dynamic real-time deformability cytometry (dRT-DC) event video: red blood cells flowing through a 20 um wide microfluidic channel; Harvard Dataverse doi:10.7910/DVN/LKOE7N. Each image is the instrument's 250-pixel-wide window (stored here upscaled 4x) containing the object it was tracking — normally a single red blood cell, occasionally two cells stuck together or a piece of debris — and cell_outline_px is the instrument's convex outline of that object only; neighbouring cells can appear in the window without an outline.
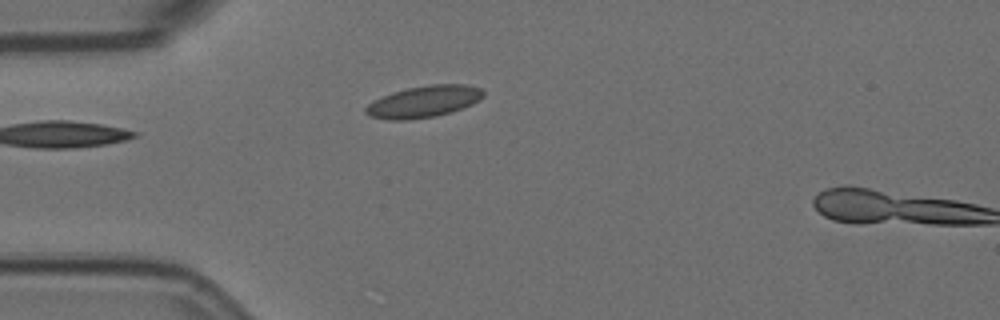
{"species": "Egyptian fruit bat (a non-hibernating species)", "species_latin": "Rousettus aegyptiacus", "temperature_condition": "room temperature", "stored_images_in_passage": 2, "camera_frame_rate_fps": 3000, "um_per_image_px": 0.085, "animal": {"sex": "female"}, "frame": {"image": 1, "passage_image": 1, "time_ms": 0.0, "image_size_px": [1000, 320], "cell_outline_px": [[484, 96], [480, 100], [472, 104], [452, 112], [436, 116], [408, 120], [388, 120], [368, 116], [364, 112], [364, 108], [372, 100], [392, 92], [408, 88], [432, 84], [464, 84], [480, 88], [484, 92]], "centroid_in_image_um": [35.99, 8.64], "position_along_channel_um": 49.0, "area_um2": 21.91}}